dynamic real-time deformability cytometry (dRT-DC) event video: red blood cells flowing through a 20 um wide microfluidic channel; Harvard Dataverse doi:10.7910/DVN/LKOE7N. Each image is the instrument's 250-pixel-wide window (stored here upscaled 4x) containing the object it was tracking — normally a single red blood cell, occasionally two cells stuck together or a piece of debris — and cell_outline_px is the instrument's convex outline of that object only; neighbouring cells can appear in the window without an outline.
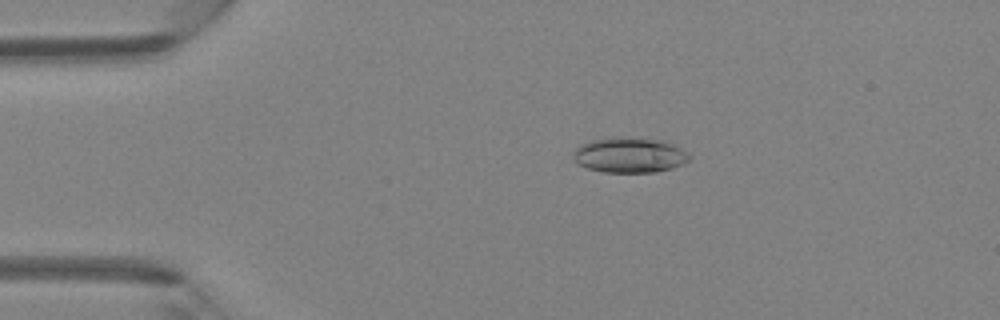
{"species": "Egyptian fruit bat (a non-hibernating species)", "species_latin": "Rousettus aegyptiacus", "temperature_condition": "room temperature", "stored_images_in_passage": 5, "camera_frame_rate_fps": 3000, "um_per_image_px": 0.085, "animal": {"sex": "female"}, "frame": {"image": 1, "passage_image": 3, "time_ms": 2.333, "image_size_px": [1000, 320], "cell_outline_px": [[692, 160], [672, 168], [656, 172], [604, 172], [588, 168], [580, 164], [572, 156], [576, 148], [580, 144], [592, 140], [612, 136], [620, 136], [664, 140], [688, 152], [692, 156]], "centroid_in_image_um": [53.55, 13.16], "position_along_channel_um": 31.4, "area_um2": 24.1}}
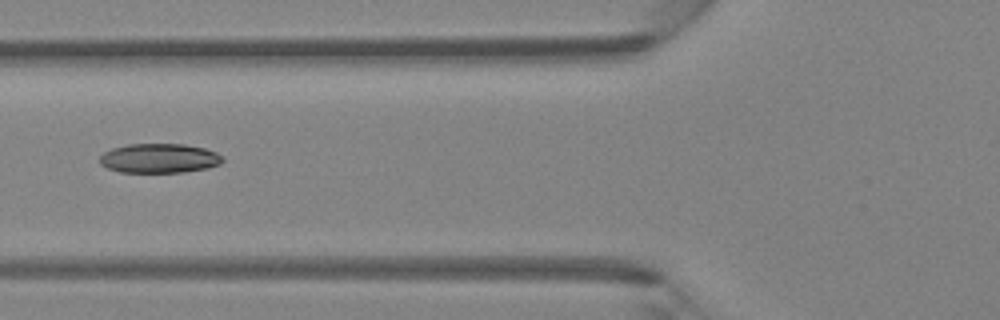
{"frame": {"image": 2, "passage_image": 5, "time_ms": 5.333, "image_size_px": [1000, 320], "cell_outline_px": [[224, 160], [220, 164], [208, 168], [184, 172], [120, 172], [108, 168], [100, 164], [100, 156], [104, 152], [112, 148], [128, 144], [184, 144], [204, 148], [216, 152], [224, 156]], "centroid_in_image_um": [13.56, 13.45], "position_along_channel_um": 112.2, "area_um2": 21.15}}